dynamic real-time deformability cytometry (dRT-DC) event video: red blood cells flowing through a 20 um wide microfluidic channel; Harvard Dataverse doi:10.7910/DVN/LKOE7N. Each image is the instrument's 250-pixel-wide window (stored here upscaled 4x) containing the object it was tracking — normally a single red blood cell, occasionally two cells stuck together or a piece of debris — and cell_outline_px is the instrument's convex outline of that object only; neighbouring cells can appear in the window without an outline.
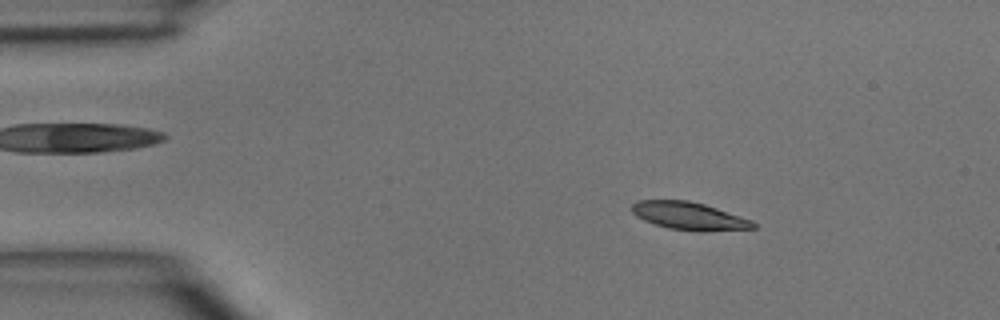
{"species": "common noctule bat (a hibernating species)", "species_latin": "Nyctalus noctula", "temperature_condition": "room temperature", "stored_images_in_passage": 45, "camera_frame_rate_fps": 3000, "um_per_image_px": 0.085, "animal": {"sex": "male", "body_mass_g": 15.6}, "frame": {"image": 1, "passage_image": 5, "time_ms": 1.333, "image_size_px": [1000, 320], "cell_outline_px": [[756, 228], [704, 232], [696, 232], [668, 228], [644, 220], [636, 216], [632, 212], [632, 204], [636, 200], [688, 200], [704, 204], [752, 220], [756, 224]], "centroid_in_image_um": [58.58, 18.37], "position_along_channel_um": 26.4, "area_um2": 19.71}}
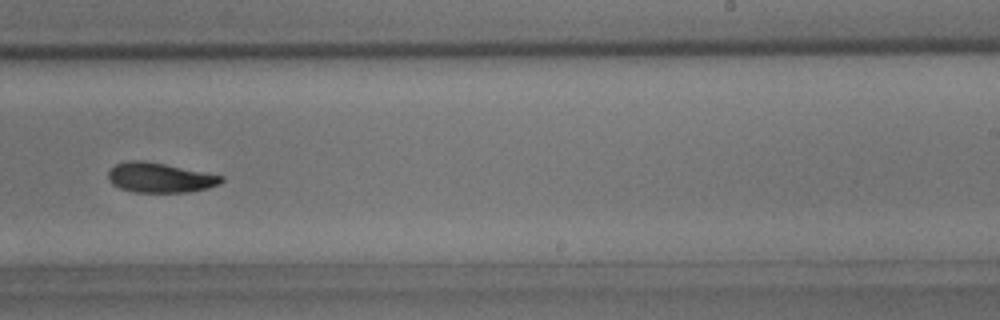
{"frame": {"image": 2, "passage_image": 27, "time_ms": 8.667, "image_size_px": [1000, 320], "cell_outline_px": [[224, 180], [220, 184], [208, 188], [192, 192], [132, 192], [120, 188], [112, 184], [108, 180], [108, 172], [116, 164], [128, 160], [144, 160], [224, 176]], "centroid_in_image_um": [13.59, 15.11], "position_along_channel_um": 275.4, "area_um2": 19.71}}
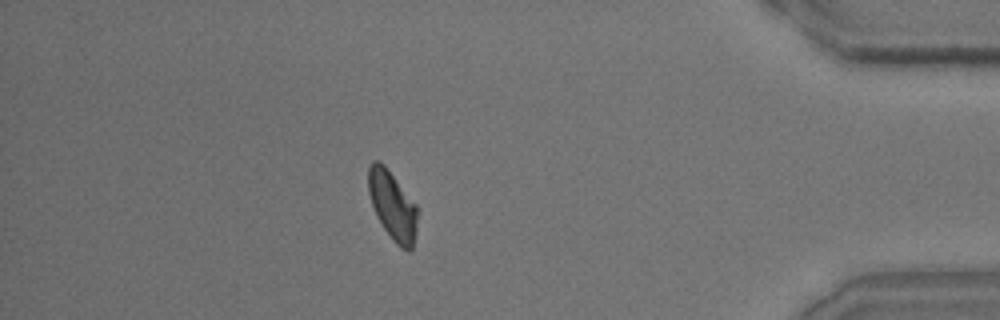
{"frame": {"image": 3, "passage_image": 39, "time_ms": 12.667, "image_size_px": [1000, 320], "cell_outline_px": [[416, 232], [412, 248], [408, 252], [400, 248], [392, 240], [376, 216], [368, 192], [368, 168], [372, 160], [380, 160], [384, 164], [416, 204]], "centroid_in_image_um": [33.34, 17.46], "position_along_channel_um": 401.9, "area_um2": 19.65}}